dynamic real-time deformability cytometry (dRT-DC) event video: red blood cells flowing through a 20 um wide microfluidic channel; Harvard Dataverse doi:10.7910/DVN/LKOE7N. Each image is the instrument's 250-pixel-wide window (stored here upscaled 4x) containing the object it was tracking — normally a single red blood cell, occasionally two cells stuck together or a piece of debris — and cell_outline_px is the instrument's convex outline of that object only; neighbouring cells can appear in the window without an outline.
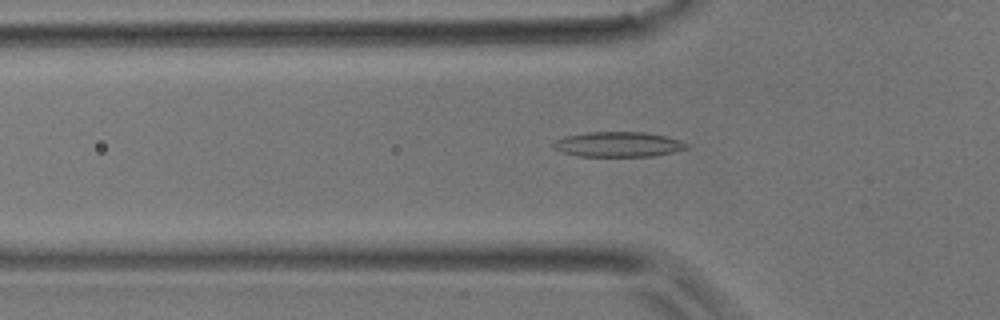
{"species": "common noctule bat (a hibernating species)", "species_latin": "Nyctalus noctula", "temperature_condition": "room temperature", "stored_images_in_passage": 40, "camera_frame_rate_fps": 3000, "um_per_image_px": 0.085, "animal": {"sex": "male", "body_mass_g": 17.9}, "frame": {"image": 1, "passage_image": 10, "time_ms": 3.0, "image_size_px": [1000, 320], "cell_outline_px": [[688, 148], [672, 152], [652, 156], [576, 156], [560, 152], [552, 148], [552, 144], [556, 140], [568, 136], [588, 132], [644, 132], [664, 136], [680, 140], [688, 144]], "centroid_in_image_um": [52.51, 12.28], "position_along_channel_um": 73.3, "area_um2": 19.36}}
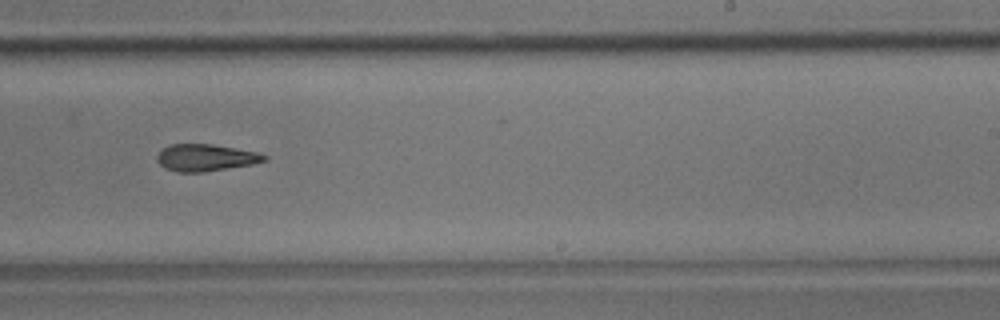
{"frame": {"image": 2, "passage_image": 23, "time_ms": 7.333, "image_size_px": [1000, 320], "cell_outline_px": [[268, 160], [252, 164], [200, 172], [176, 172], [164, 168], [156, 160], [156, 156], [164, 148], [172, 144], [212, 144], [236, 148], [256, 152], [268, 156]], "centroid_in_image_um": [17.47, 13.4], "position_along_channel_um": 271.5, "area_um2": 16.7}}
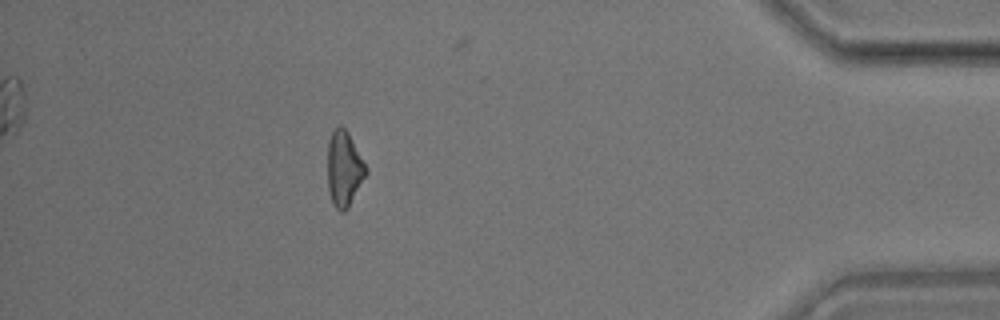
{"frame": {"image": 3, "passage_image": 35, "time_ms": 11.333, "image_size_px": [1000, 320], "cell_outline_px": [[368, 172], [348, 208], [344, 212], [340, 212], [332, 204], [328, 188], [328, 140], [332, 128], [340, 124], [348, 132], [368, 168]], "centroid_in_image_um": [29.24, 14.32], "position_along_channel_um": 406.0, "area_um2": 17.11}}